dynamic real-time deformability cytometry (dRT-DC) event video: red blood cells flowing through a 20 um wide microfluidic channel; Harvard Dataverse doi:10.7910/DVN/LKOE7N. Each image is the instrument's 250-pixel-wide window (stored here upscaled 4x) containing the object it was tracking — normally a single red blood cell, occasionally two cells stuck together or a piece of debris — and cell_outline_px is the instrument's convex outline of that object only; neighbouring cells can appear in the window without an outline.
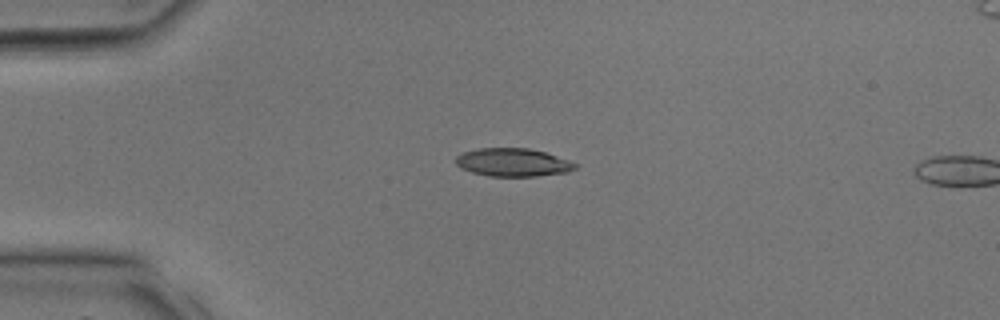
{"species": "common noctule bat (a hibernating species)", "species_latin": "Nyctalus noctula", "temperature_condition": "room temperature", "stored_images_in_passage": 2, "camera_frame_rate_fps": 3000, "um_per_image_px": 0.085, "animal": {"sex": "male", "body_mass_g": 17.9, "forearm_length_mm": 54.2}, "frame": {"image": 1, "passage_image": 1, "time_ms": 0.0, "image_size_px": [1000, 320], "cell_outline_px": [[580, 164], [576, 168], [568, 172], [536, 176], [488, 176], [472, 172], [460, 168], [456, 164], [456, 156], [464, 152], [480, 148], [528, 148], [544, 152]], "centroid_in_image_um": [43.61, 13.81], "position_along_channel_um": 41.4, "area_um2": 19.54}}